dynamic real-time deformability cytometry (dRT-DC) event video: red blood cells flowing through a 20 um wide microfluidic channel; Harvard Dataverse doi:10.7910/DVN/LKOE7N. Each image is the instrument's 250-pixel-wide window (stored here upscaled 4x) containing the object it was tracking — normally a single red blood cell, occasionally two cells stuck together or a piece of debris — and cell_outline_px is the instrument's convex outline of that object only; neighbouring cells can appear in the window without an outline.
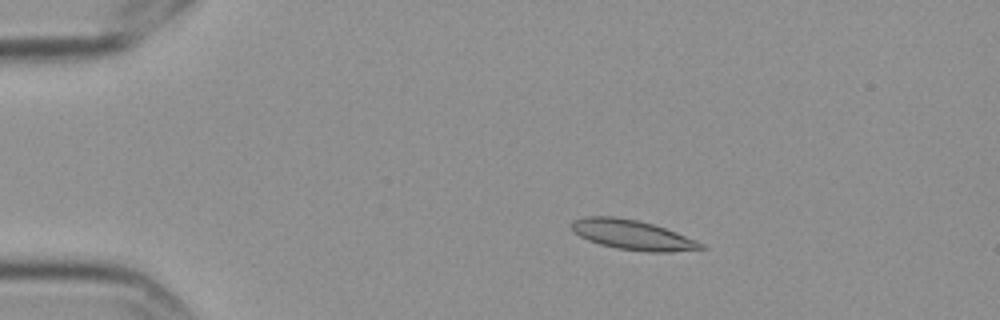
{"species": "Egyptian fruit bat (a non-hibernating species)", "species_latin": "Rousettus aegyptiacus", "temperature_condition": "cold", "stored_images_in_passage": 8, "camera_frame_rate_fps": 3000, "um_per_image_px": 0.085, "frame": {"image": 1, "passage_image": 4, "time_ms": 1.0, "image_size_px": [1000, 320], "cell_outline_px": [[704, 248], [668, 252], [652, 252], [616, 248], [600, 244], [588, 240], [572, 232], [572, 220], [588, 216], [616, 216], [636, 220], [652, 224], [664, 228], [696, 240], [704, 244]], "centroid_in_image_um": [53.71, 19.95], "position_along_channel_um": 31.3, "area_um2": 22.14}}
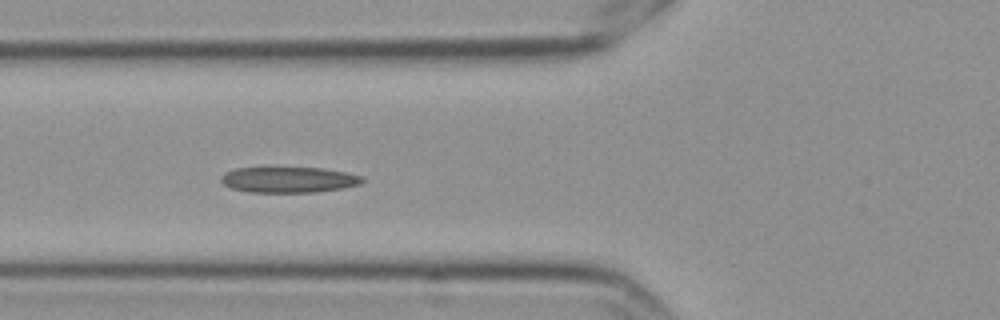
{"frame": {"image": 2, "passage_image": 7, "time_ms": 2.0, "image_size_px": [1000, 320], "cell_outline_px": [[364, 180], [360, 184], [344, 188], [316, 192], [248, 192], [232, 188], [224, 184], [220, 180], [220, 176], [224, 172], [236, 168], [320, 168], [344, 172], [364, 176]], "centroid_in_image_um": [24.53, 15.28], "position_along_channel_um": 101.3, "area_um2": 21.15}}
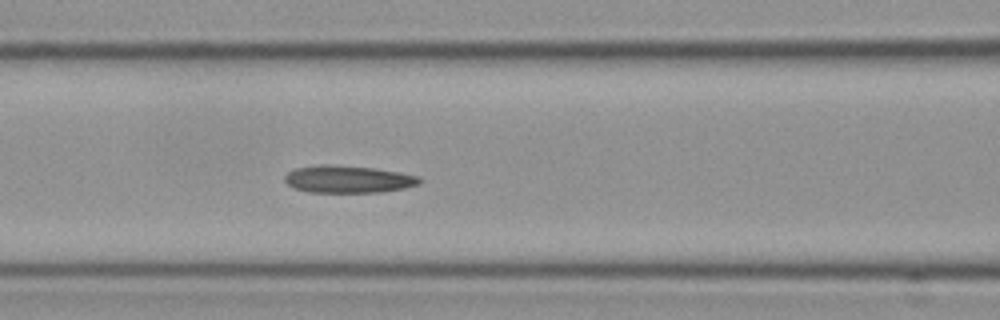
{"frame": {"image": 3, "passage_image": 8, "time_ms": 2.333, "image_size_px": [1000, 320], "cell_outline_px": [[420, 184], [404, 188], [380, 192], [308, 192], [296, 188], [288, 184], [284, 180], [284, 176], [288, 172], [296, 168], [320, 164], [328, 164], [376, 168], [400, 172], [420, 176]], "centroid_in_image_um": [29.6, 15.22], "position_along_channel_um": 137.0, "area_um2": 21.5}}